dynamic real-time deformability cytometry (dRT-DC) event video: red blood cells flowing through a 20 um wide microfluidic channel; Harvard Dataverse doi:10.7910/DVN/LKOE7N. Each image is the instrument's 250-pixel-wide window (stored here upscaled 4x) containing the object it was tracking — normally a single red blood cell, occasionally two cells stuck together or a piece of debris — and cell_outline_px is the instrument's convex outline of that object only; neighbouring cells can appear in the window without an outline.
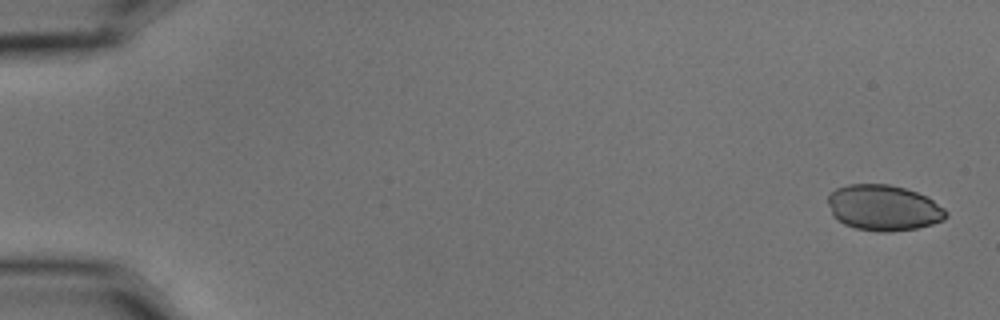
{"species": "common noctule bat (a hibernating species)", "species_latin": "Nyctalus noctula", "temperature_condition": "cold", "stored_images_in_passage": 11, "camera_frame_rate_fps": 3000, "um_per_image_px": 0.085, "animal": {"sex": "male", "body_mass_g": 15.6}, "frame": {"image": 1, "passage_image": 1, "time_ms": 0.0, "image_size_px": [1000, 320], "cell_outline_px": [[948, 216], [944, 220], [932, 224], [916, 228], [892, 232], [880, 232], [856, 228], [844, 224], [836, 220], [832, 216], [828, 204], [828, 196], [836, 188], [848, 184], [888, 184], [904, 188], [928, 196], [944, 208], [948, 212]], "centroid_in_image_um": [75.11, 17.66], "position_along_channel_um": 9.9, "area_um2": 31.73}}